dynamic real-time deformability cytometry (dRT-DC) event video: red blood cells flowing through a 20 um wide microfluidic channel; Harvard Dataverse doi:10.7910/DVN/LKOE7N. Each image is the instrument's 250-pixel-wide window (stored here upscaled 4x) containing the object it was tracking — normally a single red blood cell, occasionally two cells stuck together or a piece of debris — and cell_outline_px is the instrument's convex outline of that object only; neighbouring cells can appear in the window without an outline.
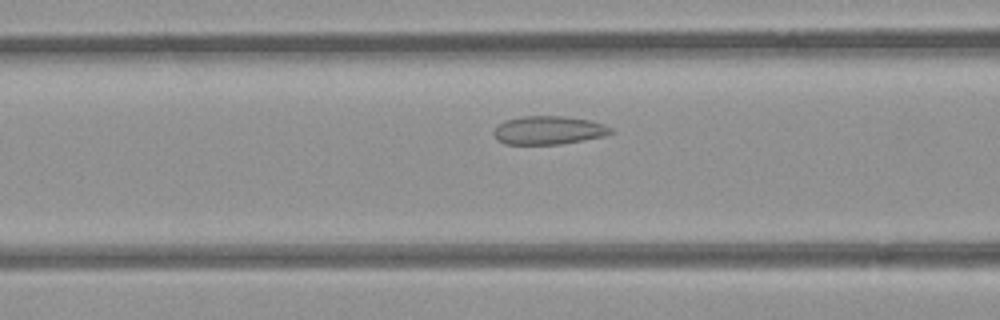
{"species": "common noctule bat (a hibernating species)", "species_latin": "Nyctalus noctula", "temperature_condition": "room temperature", "stored_images_in_passage": 9, "camera_frame_rate_fps": 3000, "um_per_image_px": 0.085, "animal": {"sex": "female", "body_mass_g": 21.9}, "frame": {"image": 1, "passage_image": 7, "time_ms": 2.0, "image_size_px": [1000, 320], "cell_outline_px": [[616, 132], [604, 136], [584, 140], [560, 144], [504, 144], [496, 140], [492, 132], [504, 120], [524, 116], [568, 116], [592, 120], [604, 124], [612, 128]], "centroid_in_image_um": [46.66, 11.07], "position_along_channel_um": 119.9, "area_um2": 19.65}}